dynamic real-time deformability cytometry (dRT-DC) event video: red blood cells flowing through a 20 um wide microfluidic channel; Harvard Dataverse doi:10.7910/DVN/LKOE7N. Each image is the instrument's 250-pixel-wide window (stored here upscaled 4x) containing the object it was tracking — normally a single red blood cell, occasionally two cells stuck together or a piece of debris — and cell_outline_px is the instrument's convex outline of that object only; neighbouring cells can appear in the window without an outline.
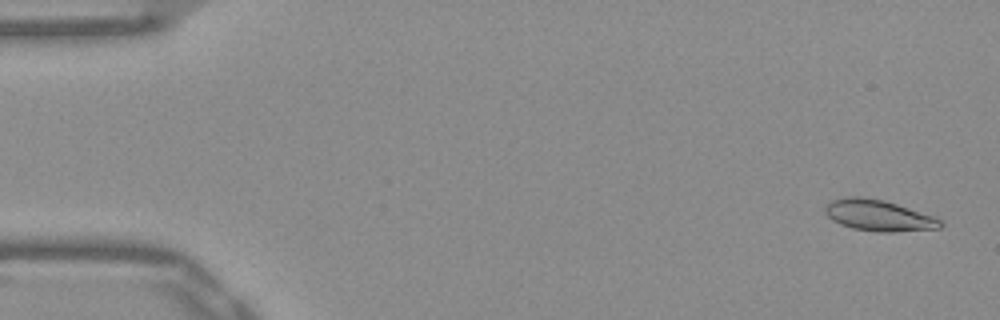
{"species": "Egyptian fruit bat (a non-hibernating species)", "species_latin": "Rousettus aegyptiacus", "temperature_condition": "warm", "stored_images_in_passage": 52, "camera_frame_rate_fps": 3000, "um_per_image_px": 0.085, "frame": {"image": 1, "passage_image": 2, "time_ms": 0.333, "image_size_px": [1000, 320], "cell_outline_px": [[944, 224], [940, 228], [892, 232], [880, 232], [852, 228], [840, 224], [832, 220], [824, 212], [824, 208], [832, 200], [848, 196], [860, 196], [884, 200], [936, 216]], "centroid_in_image_um": [74.69, 18.31], "position_along_channel_um": 10.3, "area_um2": 20.98}}
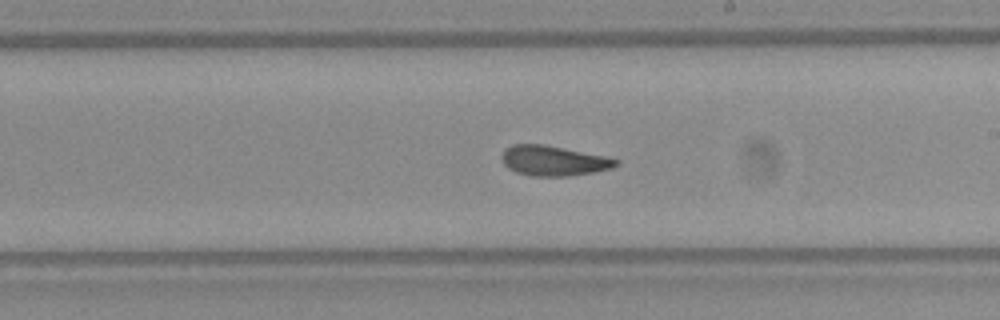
{"frame": {"image": 2, "passage_image": 30, "time_ms": 9.667, "image_size_px": [1000, 320], "cell_outline_px": [[620, 164], [612, 168], [592, 172], [568, 176], [532, 176], [516, 172], [508, 168], [504, 164], [500, 156], [504, 148], [512, 144], [544, 144], [608, 156], [620, 160]], "centroid_in_image_um": [47.05, 13.65], "position_along_channel_um": 241.9, "area_um2": 20.29}}
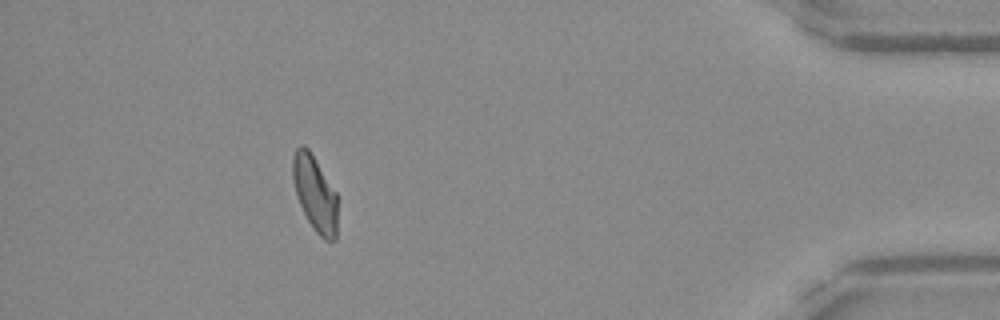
{"frame": {"image": 3, "passage_image": 47, "time_ms": 15.333, "image_size_px": [1000, 320], "cell_outline_px": [[336, 240], [324, 240], [312, 228], [296, 196], [292, 180], [292, 156], [296, 148], [300, 144], [304, 144], [308, 148], [336, 192]], "centroid_in_image_um": [26.73, 16.42], "position_along_channel_um": 408.5, "area_um2": 19.65}, "authors_computed_cell_mechanics": {"area_um2": 20.1722, "velocity_mm_per_s": 3.8887, "shape_relaxation_time_tau1_ms": null, "shape_relaxation_time_tau2_ms": 2.8793, "deformation_change_tau1": null, "deformation_change_tau2": 0.1001}}